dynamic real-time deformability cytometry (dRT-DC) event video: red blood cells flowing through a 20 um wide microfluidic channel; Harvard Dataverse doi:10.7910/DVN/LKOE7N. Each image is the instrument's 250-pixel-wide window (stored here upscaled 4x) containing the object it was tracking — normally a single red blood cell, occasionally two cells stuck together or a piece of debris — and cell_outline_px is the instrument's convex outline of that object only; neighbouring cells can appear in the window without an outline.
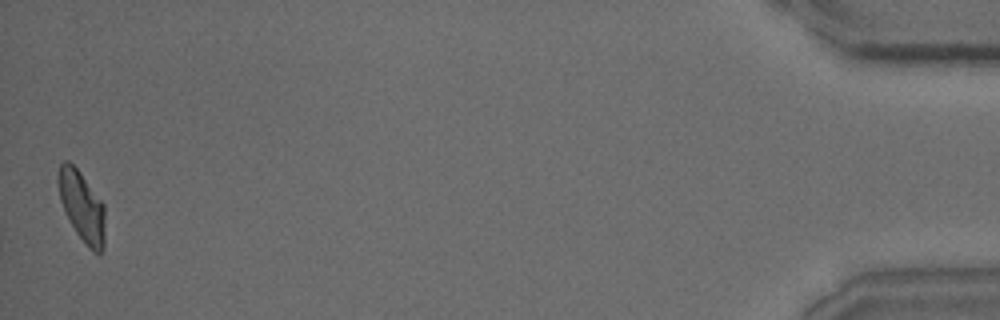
{"species": "common noctule bat (a hibernating species)", "species_latin": "Nyctalus noctula", "temperature_condition": "warm", "stored_images_in_passage": 30, "camera_frame_rate_fps": 3000, "um_per_image_px": 0.085, "animal": {"sex": "male", "body_mass_g": 15.6}, "frame": {"image": 1, "passage_image": 30, "time_ms": 9.667, "image_size_px": [1000, 320], "cell_outline_px": [[104, 248], [100, 256], [92, 252], [88, 248], [76, 232], [60, 200], [56, 180], [60, 164], [64, 160], [68, 160], [80, 172], [104, 204]], "centroid_in_image_um": [6.96, 17.56], "position_along_channel_um": 428.2, "area_um2": 19.19}}